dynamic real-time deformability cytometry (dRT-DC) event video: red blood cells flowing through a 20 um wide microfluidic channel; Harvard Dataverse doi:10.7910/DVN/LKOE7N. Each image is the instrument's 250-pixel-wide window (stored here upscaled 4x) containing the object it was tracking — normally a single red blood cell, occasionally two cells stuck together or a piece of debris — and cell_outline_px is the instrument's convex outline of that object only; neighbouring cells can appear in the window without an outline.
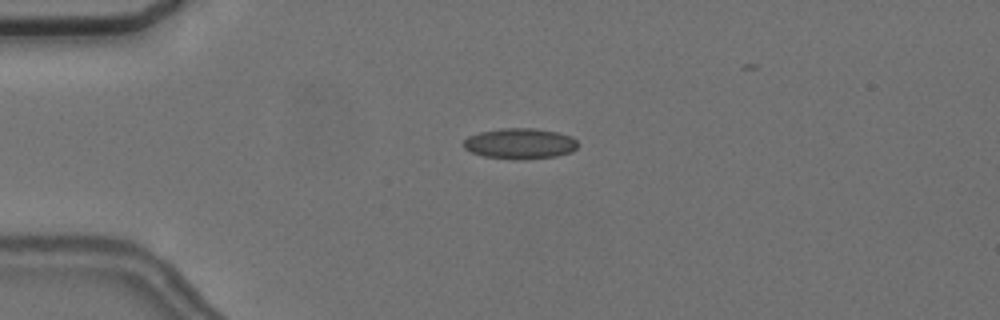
{"species": "common noctule bat (a hibernating species)", "species_latin": "Nyctalus noctula", "temperature_condition": "cold", "stored_images_in_passage": 7, "camera_frame_rate_fps": 3000, "um_per_image_px": 0.085, "animal": {"sex": "female", "body_mass_g": 24.6, "forearm_length_mm": 56.2}, "frame": {"image": 1, "passage_image": 4, "time_ms": 3.667, "image_size_px": [1000, 320], "cell_outline_px": [[576, 148], [572, 152], [556, 156], [524, 160], [512, 160], [484, 156], [472, 152], [464, 148], [464, 140], [468, 136], [480, 132], [500, 128], [536, 128], [556, 132], [572, 136], [576, 140]], "centroid_in_image_um": [44.2, 12.21], "position_along_channel_um": 40.8, "area_um2": 20.58}}
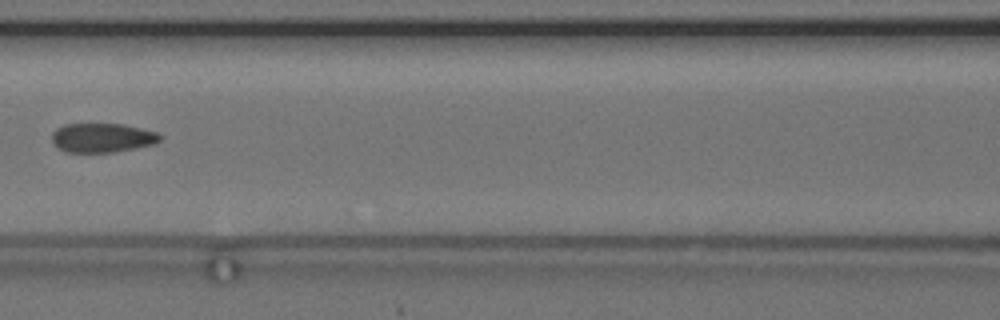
{"frame": {"image": 2, "passage_image": 7, "time_ms": 7.667, "image_size_px": [1000, 320], "cell_outline_px": [[164, 136], [160, 140], [152, 144], [136, 148], [112, 152], [64, 152], [52, 140], [52, 132], [56, 128], [64, 124], [124, 124], [156, 132]], "centroid_in_image_um": [8.69, 11.7], "position_along_channel_um": 157.9, "area_um2": 18.32}}